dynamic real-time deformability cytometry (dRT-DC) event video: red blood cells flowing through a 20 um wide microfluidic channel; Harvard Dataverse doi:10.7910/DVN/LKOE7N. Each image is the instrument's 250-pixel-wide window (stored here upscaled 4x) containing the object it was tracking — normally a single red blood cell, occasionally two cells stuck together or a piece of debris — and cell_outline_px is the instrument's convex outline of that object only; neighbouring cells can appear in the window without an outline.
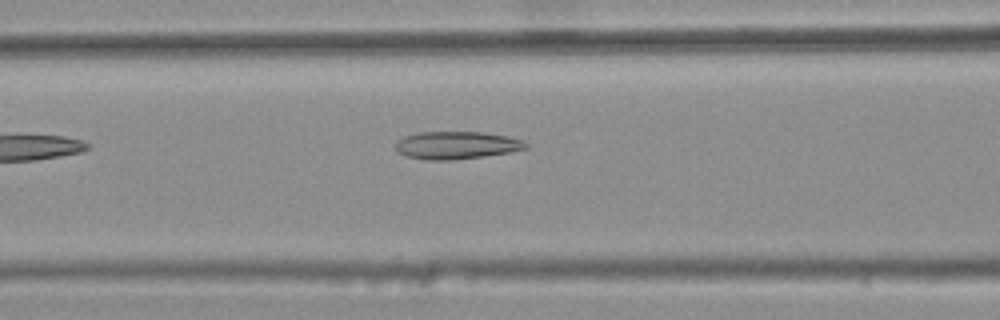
{"species": "common noctule bat (a hibernating species)", "species_latin": "Nyctalus noctula", "temperature_condition": "warm", "stored_images_in_passage": 6, "camera_frame_rate_fps": 3000, "um_per_image_px": 0.085, "animal": {"sex": "female", "body_mass_g": 25.1}, "frame": {"image": 1, "passage_image": 6, "time_ms": 1.667, "image_size_px": [1000, 320], "cell_outline_px": [[528, 148], [512, 152], [484, 156], [452, 160], [428, 160], [404, 156], [396, 152], [396, 140], [404, 136], [420, 132], [484, 132], [508, 136], [524, 140], [528, 144]], "centroid_in_image_um": [38.81, 12.34], "position_along_channel_um": 127.8, "area_um2": 21.27}}